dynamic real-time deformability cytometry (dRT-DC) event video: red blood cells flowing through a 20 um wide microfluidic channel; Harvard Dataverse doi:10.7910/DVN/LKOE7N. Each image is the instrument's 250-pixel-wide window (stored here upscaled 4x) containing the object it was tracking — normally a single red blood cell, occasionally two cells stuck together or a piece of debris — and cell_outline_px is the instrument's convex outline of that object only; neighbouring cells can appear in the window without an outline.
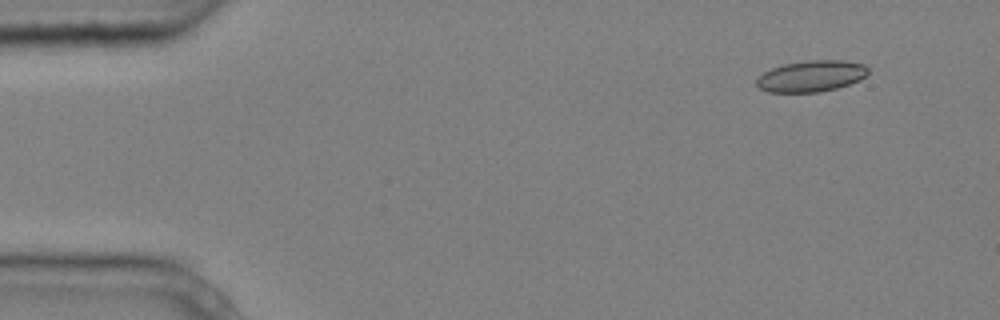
{"species": "common noctule bat (a hibernating species)", "species_latin": "Nyctalus noctula", "temperature_condition": "cold", "stored_images_in_passage": 4, "camera_frame_rate_fps": 3000, "um_per_image_px": 0.085, "animal": {"sex": "male", "body_mass_g": 20.4}, "frame": {"image": 1, "passage_image": 1, "time_ms": 0.0, "image_size_px": [1000, 320], "cell_outline_px": [[868, 72], [860, 80], [836, 88], [820, 92], [768, 92], [760, 88], [756, 84], [756, 80], [764, 72], [772, 68], [784, 64], [808, 60], [844, 60], [864, 64], [868, 68]], "centroid_in_image_um": [68.96, 6.46], "position_along_channel_um": 16.0, "area_um2": 20.23}}
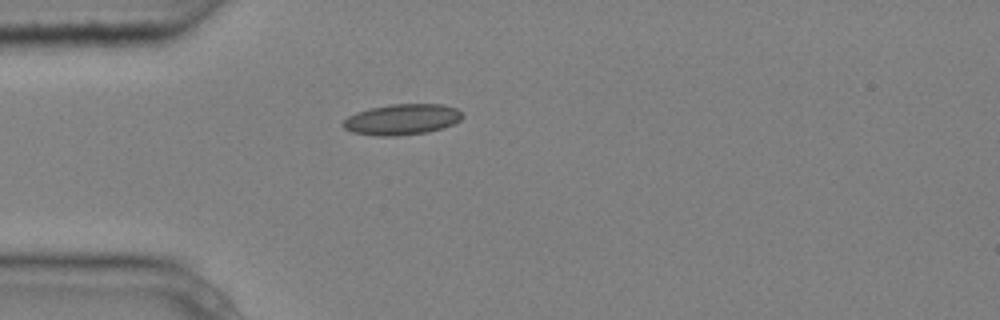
{"frame": {"image": 2, "passage_image": 4, "time_ms": 1.0, "image_size_px": [1000, 320], "cell_outline_px": [[464, 116], [460, 120], [444, 128], [428, 132], [396, 136], [376, 136], [352, 132], [344, 128], [340, 124], [348, 116], [356, 112], [372, 108], [392, 104], [440, 104], [456, 108]], "centroid_in_image_um": [34.15, 10.16], "position_along_channel_um": 50.8, "area_um2": 21.44}}